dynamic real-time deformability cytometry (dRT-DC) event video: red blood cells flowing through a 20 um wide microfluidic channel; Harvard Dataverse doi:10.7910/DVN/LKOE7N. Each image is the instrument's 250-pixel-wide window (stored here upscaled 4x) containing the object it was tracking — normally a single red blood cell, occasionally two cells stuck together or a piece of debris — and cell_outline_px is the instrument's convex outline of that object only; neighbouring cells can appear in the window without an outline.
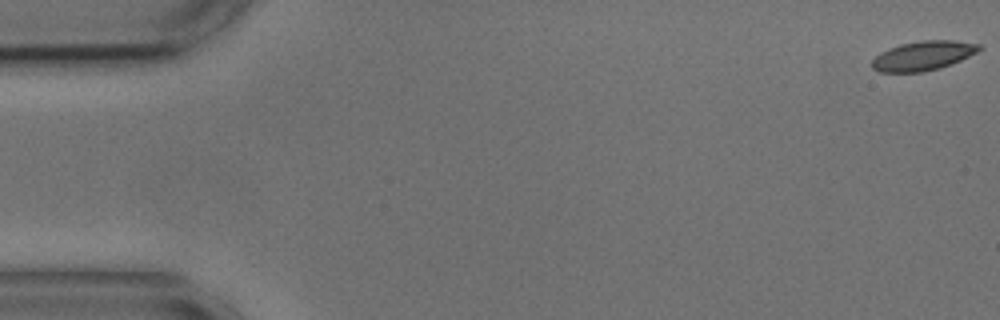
{"species": "common noctule bat (a hibernating species)", "species_latin": "Nyctalus noctula", "temperature_condition": "cold", "stored_images_in_passage": 15, "camera_frame_rate_fps": 3000, "um_per_image_px": 0.085, "animal": {"sex": "male", "body_mass_g": 17.9, "forearm_length_mm": 54.2}, "frame": {"image": 1, "passage_image": 1, "time_ms": 0.0, "image_size_px": [1000, 320], "cell_outline_px": [[984, 48], [952, 64], [940, 68], [920, 72], [880, 72], [872, 68], [872, 60], [880, 52], [888, 48], [900, 44], [924, 40], [952, 40], [980, 44]], "centroid_in_image_um": [78.46, 4.73], "position_along_channel_um": 6.5, "area_um2": 18.32}}
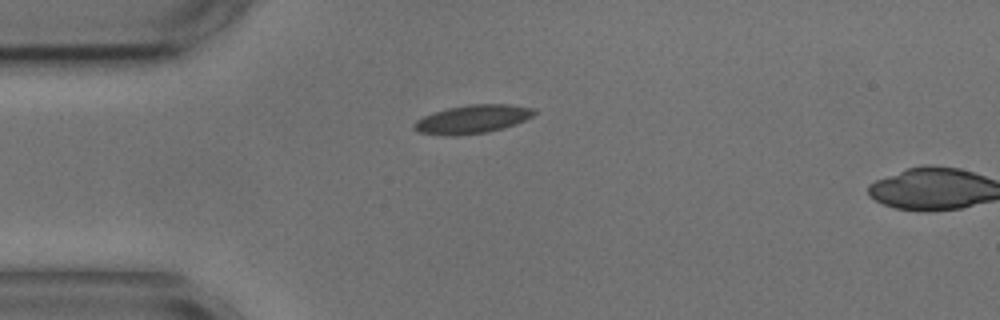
{"frame": {"image": 2, "passage_image": 14, "time_ms": 4.333, "image_size_px": [1000, 320], "cell_outline_px": [[536, 112], [532, 116], [516, 124], [504, 128], [488, 132], [452, 136], [448, 136], [420, 132], [412, 128], [412, 124], [416, 120], [424, 116], [448, 108], [468, 104], [508, 104], [536, 108]], "centroid_in_image_um": [40.17, 10.13], "position_along_channel_um": 44.8, "area_um2": 19.94}}